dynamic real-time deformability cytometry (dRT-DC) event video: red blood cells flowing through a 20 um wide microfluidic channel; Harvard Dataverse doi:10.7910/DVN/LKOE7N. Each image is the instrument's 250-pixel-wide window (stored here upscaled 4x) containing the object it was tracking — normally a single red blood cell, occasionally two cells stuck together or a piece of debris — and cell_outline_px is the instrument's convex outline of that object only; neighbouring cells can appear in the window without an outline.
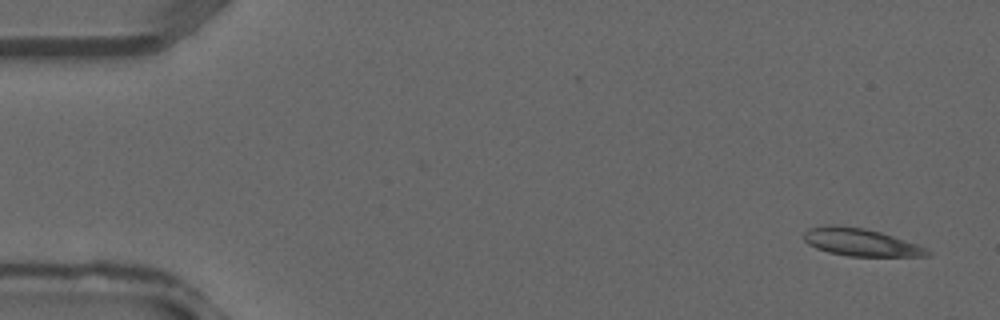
{"species": "common noctule bat (a hibernating species)", "species_latin": "Nyctalus noctula", "temperature_condition": "warm", "stored_images_in_passage": 10, "camera_frame_rate_fps": 3000, "um_per_image_px": 0.085, "animal": {"sex": "male", "forearm_length_mm": 52.5}, "frame": {"image": 1, "passage_image": 1, "time_ms": 0.0, "image_size_px": [1000, 320], "cell_outline_px": [[932, 252], [928, 256], [848, 256], [828, 252], [816, 248], [808, 244], [804, 240], [804, 232], [808, 228], [832, 224], [836, 224], [864, 228], [880, 232], [916, 244]], "centroid_in_image_um": [73.11, 20.58], "position_along_channel_um": 11.9, "area_um2": 19.71}}